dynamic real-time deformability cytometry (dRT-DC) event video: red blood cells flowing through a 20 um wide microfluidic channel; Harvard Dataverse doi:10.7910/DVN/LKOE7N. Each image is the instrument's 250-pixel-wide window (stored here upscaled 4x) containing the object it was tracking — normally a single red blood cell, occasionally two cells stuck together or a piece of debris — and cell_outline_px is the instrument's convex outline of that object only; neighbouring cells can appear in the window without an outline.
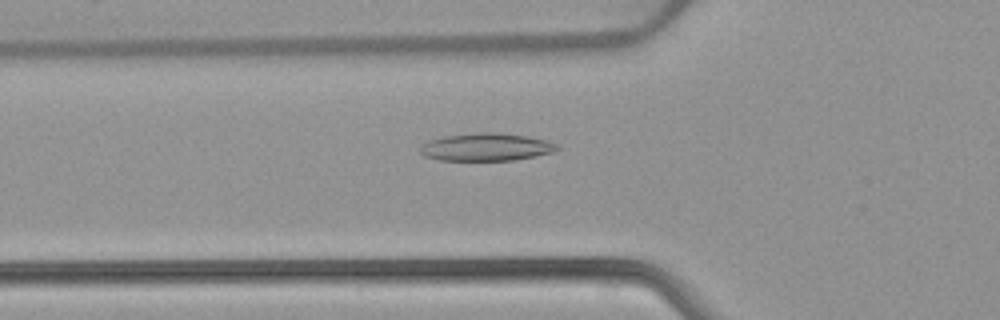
{"species": "common noctule bat (a hibernating species)", "species_latin": "Nyctalus noctula", "temperature_condition": "warm", "stored_images_in_passage": 52, "camera_frame_rate_fps": 3000, "um_per_image_px": 0.085, "animal": {"sex": "female", "body_mass_g": 22.7, "forearm_length_mm": 54.2}, "frame": {"image": 1, "passage_image": 18, "time_ms": 5.667, "image_size_px": [1000, 320], "cell_outline_px": [[560, 148], [552, 152], [536, 156], [512, 160], [440, 160], [424, 156], [420, 152], [420, 148], [428, 140], [444, 136], [476, 132], [496, 132], [528, 136], [548, 140], [556, 144]], "centroid_in_image_um": [41.34, 12.49], "position_along_channel_um": 84.5, "area_um2": 22.14}}
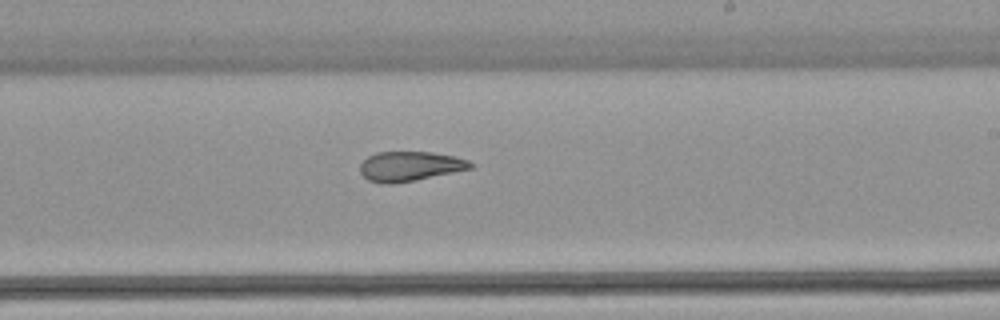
{"frame": {"image": 2, "passage_image": 31, "time_ms": 10.0, "image_size_px": [1000, 320], "cell_outline_px": [[476, 164], [472, 168], [416, 180], [392, 184], [380, 184], [368, 180], [360, 172], [360, 164], [368, 156], [376, 152], [432, 152], [456, 156], [468, 160]], "centroid_in_image_um": [34.85, 14.13], "position_along_channel_um": 254.2, "area_um2": 19.25}}
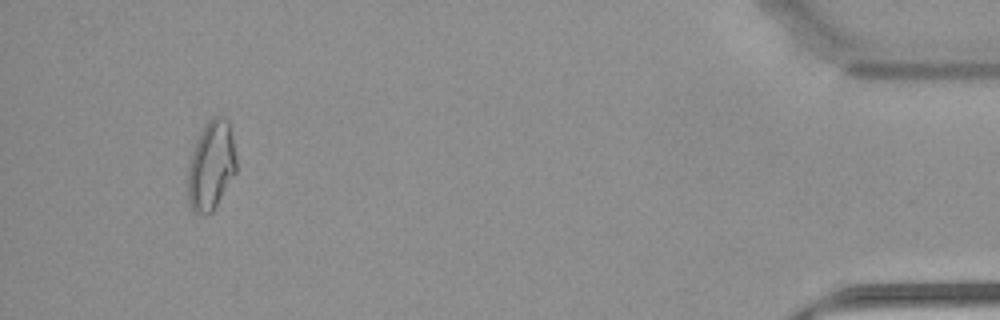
{"frame": {"image": 3, "passage_image": 49, "time_ms": 16.0, "image_size_px": [1000, 320], "cell_outline_px": [[236, 172], [212, 212], [192, 212], [188, 204], [188, 168], [192, 152], [200, 132], [204, 124], [212, 116], [224, 116], [228, 120], [232, 136], [236, 160]], "centroid_in_image_um": [17.94, 14.04], "position_along_channel_um": 417.3, "area_um2": 25.03}, "authors_computed_cell_mechanics": {"area_um2": 22.0796, "velocity_mm_per_s": 3.9033, "shape_relaxation_time_tau1_ms": null, "shape_relaxation_time_tau2_ms": 3.0699, "deformation_change_tau1": null, "deformation_change_tau2": 0.1044}}